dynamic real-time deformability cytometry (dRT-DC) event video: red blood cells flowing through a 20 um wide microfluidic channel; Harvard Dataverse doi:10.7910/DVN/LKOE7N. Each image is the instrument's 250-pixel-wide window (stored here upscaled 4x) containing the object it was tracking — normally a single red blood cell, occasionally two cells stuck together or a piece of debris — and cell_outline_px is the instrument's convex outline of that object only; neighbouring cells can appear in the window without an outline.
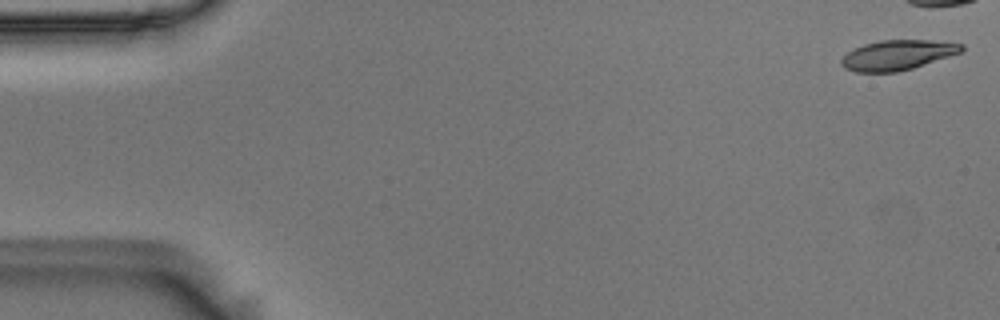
{"species": "Egyptian fruit bat (a non-hibernating species)", "species_latin": "Rousettus aegyptiacus", "temperature_condition": "room temperature", "stored_images_in_passage": 3, "camera_frame_rate_fps": 3000, "um_per_image_px": 0.085, "animal": {"sex": "male"}, "frame": {"image": 1, "passage_image": 1, "time_ms": 0.0, "image_size_px": [1000, 320], "cell_outline_px": [[964, 48], [960, 52], [912, 68], [896, 72], [856, 72], [844, 68], [840, 64], [840, 60], [848, 52], [864, 44], [880, 40], [932, 40], [964, 44]], "centroid_in_image_um": [76.25, 4.67], "position_along_channel_um": 8.7, "area_um2": 20.75}}